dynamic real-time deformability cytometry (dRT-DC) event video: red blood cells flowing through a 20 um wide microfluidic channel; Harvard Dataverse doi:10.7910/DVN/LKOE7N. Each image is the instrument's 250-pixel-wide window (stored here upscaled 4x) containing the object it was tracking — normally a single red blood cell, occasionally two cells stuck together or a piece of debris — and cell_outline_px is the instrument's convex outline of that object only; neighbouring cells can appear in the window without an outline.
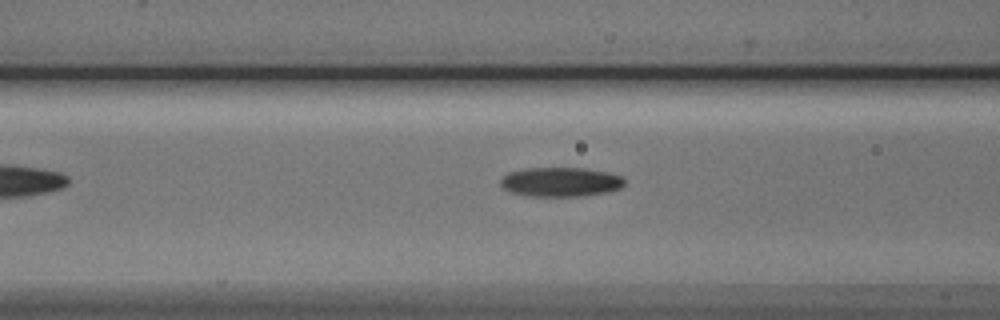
{"species": "Egyptian fruit bat (a non-hibernating species)", "species_latin": "Rousettus aegyptiacus", "temperature_condition": "cold", "stored_images_in_passage": 4, "camera_frame_rate_fps": 3000, "um_per_image_px": 0.085, "animal": {"sex": "male"}, "frame": {"image": 1, "passage_image": 3, "time_ms": 2.333, "image_size_px": [1000, 320], "cell_outline_px": [[624, 184], [620, 188], [604, 192], [580, 196], [532, 196], [512, 192], [504, 188], [500, 184], [500, 180], [508, 172], [524, 168], [584, 168], [608, 172], [620, 176], [624, 180]], "centroid_in_image_um": [47.63, 15.45], "position_along_channel_um": 119.0, "area_um2": 20.98}}
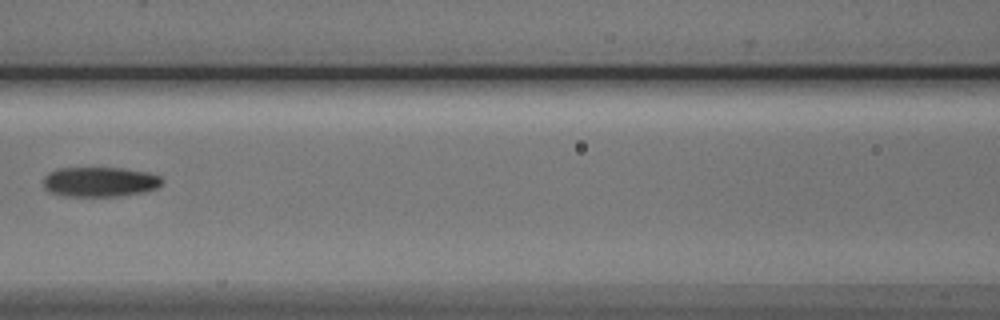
{"frame": {"image": 2, "passage_image": 4, "time_ms": 3.333, "image_size_px": [1000, 320], "cell_outline_px": [[164, 180], [156, 188], [144, 192], [116, 196], [64, 196], [48, 192], [44, 188], [44, 176], [48, 172], [56, 168], [120, 168], [148, 172], [160, 176]], "centroid_in_image_um": [8.45, 15.45], "position_along_channel_um": 158.1, "area_um2": 20.75}}